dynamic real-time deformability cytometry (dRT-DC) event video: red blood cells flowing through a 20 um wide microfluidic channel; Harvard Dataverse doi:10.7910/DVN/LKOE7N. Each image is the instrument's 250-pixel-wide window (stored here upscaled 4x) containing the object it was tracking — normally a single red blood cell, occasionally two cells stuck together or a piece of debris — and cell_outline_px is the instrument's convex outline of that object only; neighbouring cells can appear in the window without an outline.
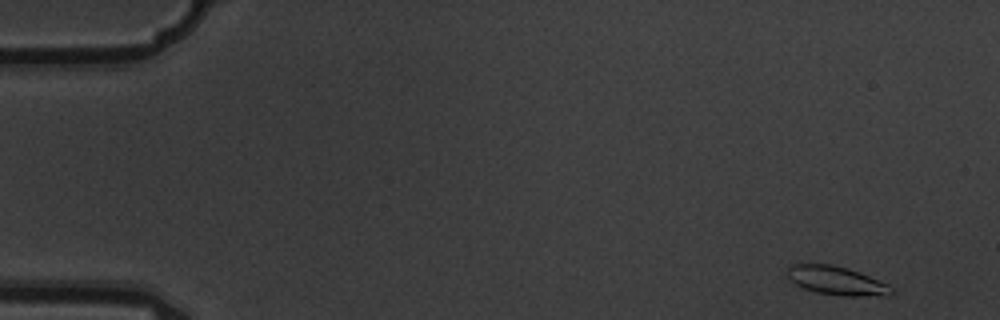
{"species": "common noctule bat (a hibernating species)", "species_latin": "Nyctalus noctula", "temperature_condition": "warm", "stored_images_in_passage": 5, "camera_frame_rate_fps": 3000, "um_per_image_px": 0.085, "animal": {"sex": "male", "body_mass_g": 19.5, "forearm_length_mm": 54.6}, "frame": {"image": 1, "passage_image": 1, "time_ms": 0.0, "image_size_px": [1000, 320], "cell_outline_px": [[892, 292], [888, 296], [844, 296], [816, 292], [804, 288], [788, 280], [788, 268], [792, 264], [828, 264], [848, 268], [860, 272], [888, 284], [892, 288]], "centroid_in_image_um": [71.12, 23.86], "position_along_channel_um": 13.9, "area_um2": 17.34}}
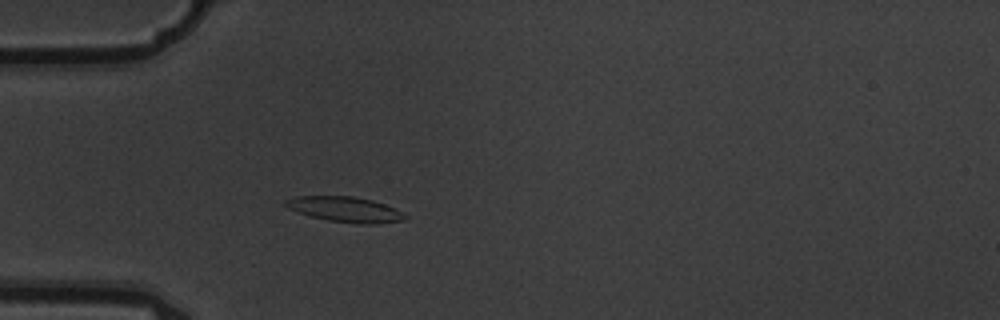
{"frame": {"image": 2, "passage_image": 5, "time_ms": 1.333, "image_size_px": [1000, 320], "cell_outline_px": [[408, 220], [376, 224], [360, 224], [328, 220], [312, 216], [288, 208], [284, 204], [284, 200], [296, 196], [352, 196], [372, 200], [396, 208], [408, 216]], "centroid_in_image_um": [29.4, 17.8], "position_along_channel_um": 55.6, "area_um2": 17.63}}